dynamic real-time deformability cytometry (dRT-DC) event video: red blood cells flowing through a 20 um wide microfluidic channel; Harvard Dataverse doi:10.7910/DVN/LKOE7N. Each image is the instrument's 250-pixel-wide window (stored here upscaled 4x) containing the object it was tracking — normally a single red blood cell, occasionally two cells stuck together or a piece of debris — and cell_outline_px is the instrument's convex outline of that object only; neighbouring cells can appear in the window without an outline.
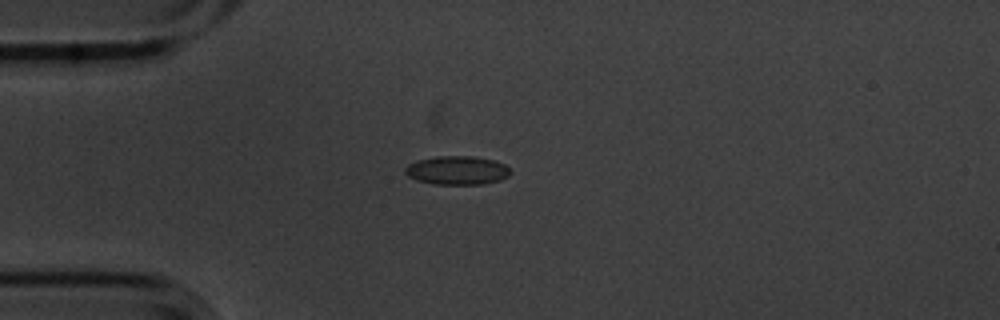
{"species": "common noctule bat (a hibernating species)", "species_latin": "Nyctalus noctula", "temperature_condition": "cold", "stored_images_in_passage": 2, "camera_frame_rate_fps": 3000, "um_per_image_px": 0.085, "animal": {"sex": "male", "body_mass_g": 20.1, "forearm_length_mm": 53.5}, "frame": {"image": 1, "passage_image": 1, "time_ms": 0.0, "image_size_px": [1000, 320], "cell_outline_px": [[512, 172], [508, 176], [500, 180], [480, 184], [432, 184], [416, 180], [408, 176], [404, 172], [404, 168], [408, 164], [416, 160], [436, 156], [472, 156], [492, 160], [504, 164]], "centroid_in_image_um": [38.81, 14.48], "position_along_channel_um": 46.2, "area_um2": 17.63}}
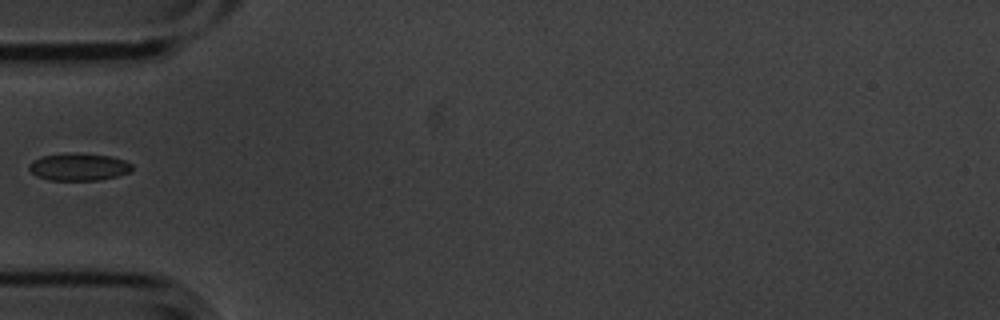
{"frame": {"image": 2, "passage_image": 2, "time_ms": 0.333, "image_size_px": [1000, 320], "cell_outline_px": [[132, 168], [128, 172], [116, 176], [100, 180], [48, 180], [36, 176], [28, 168], [28, 164], [32, 160], [40, 156], [68, 152], [80, 152], [112, 156], [124, 160], [132, 164]], "centroid_in_image_um": [6.65, 14.16], "position_along_channel_um": 78.4, "area_um2": 16.76}}